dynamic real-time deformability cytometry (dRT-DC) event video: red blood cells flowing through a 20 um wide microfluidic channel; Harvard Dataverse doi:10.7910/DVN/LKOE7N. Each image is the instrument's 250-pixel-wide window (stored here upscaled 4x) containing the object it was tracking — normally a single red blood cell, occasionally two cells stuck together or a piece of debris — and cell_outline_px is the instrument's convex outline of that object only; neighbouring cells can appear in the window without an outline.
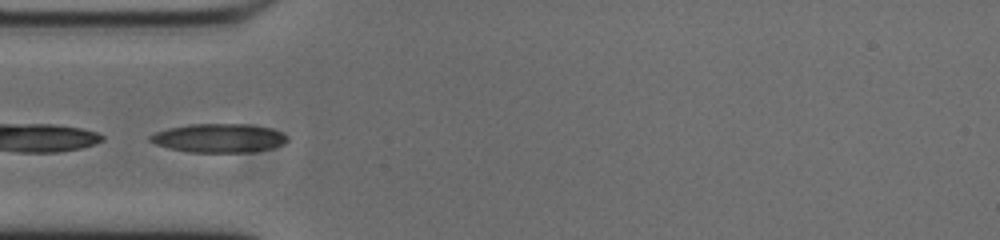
{"species": "common noctule bat (a hibernating species)", "species_latin": "Nyctalus noctula", "temperature_condition": "cold", "stored_images_in_passage": 50, "camera_frame_rate_fps": 3000, "um_per_image_px": 0.085, "animal": {"sex": "male", "body_mass_g": 20.0, "forearm_length_mm": 53.3}, "frame": {"image": 1, "passage_image": 14, "time_ms": 4.333, "image_size_px": [1000, 240], "cell_outline_px": [[288, 140], [272, 148], [248, 152], [188, 152], [168, 148], [156, 144], [148, 140], [148, 136], [156, 132], [168, 128], [188, 124], [248, 124], [268, 128], [280, 132], [288, 136]], "centroid_in_image_um": [18.55, 11.73], "position_along_channel_um": 66.4, "area_um2": 22.89}}
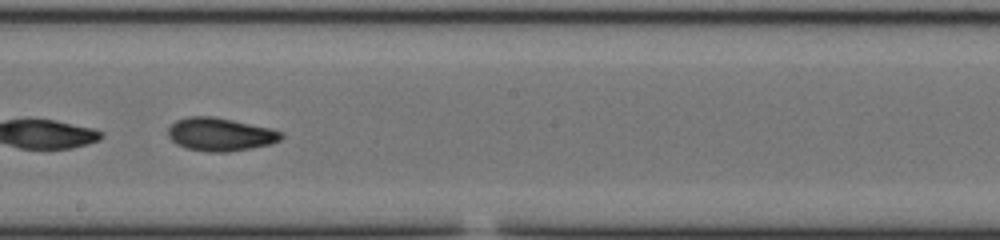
{"frame": {"image": 2, "passage_image": 27, "time_ms": 8.667, "image_size_px": [1000, 240], "cell_outline_px": [[284, 136], [280, 140], [272, 144], [252, 148], [228, 152], [208, 152], [184, 148], [176, 144], [168, 136], [168, 128], [176, 120], [188, 116], [212, 116], [272, 128], [284, 132]], "centroid_in_image_um": [18.74, 11.43], "position_along_channel_um": 229.5, "area_um2": 22.14}}
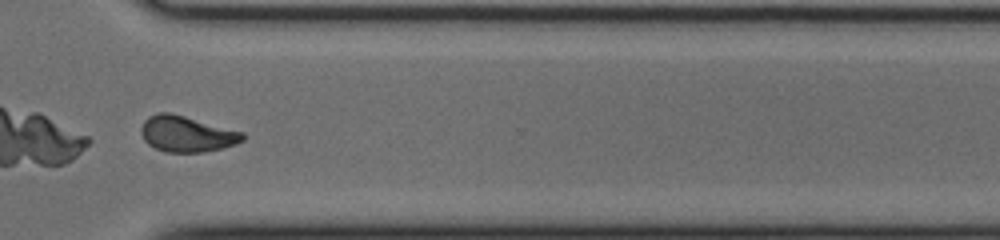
{"frame": {"image": 3, "passage_image": 37, "time_ms": 12.0, "image_size_px": [1000, 240], "cell_outline_px": [[244, 140], [236, 144], [224, 148], [204, 152], [164, 152], [148, 144], [144, 140], [140, 132], [140, 128], [144, 120], [148, 116], [160, 112], [172, 112], [244, 132]], "centroid_in_image_um": [15.87, 11.38], "position_along_channel_um": 354.7, "area_um2": 21.56}, "authors_computed_cell_mechanics": {"area_um2": 21.8195, "velocity_mm_per_s": 3.7533, "shape_relaxation_time_tau1_ms": 9.9289, "shape_relaxation_time_tau2_ms": 3.0269, "deformation_change_tau1": 0.2223, "deformation_change_tau2": 0.085}}